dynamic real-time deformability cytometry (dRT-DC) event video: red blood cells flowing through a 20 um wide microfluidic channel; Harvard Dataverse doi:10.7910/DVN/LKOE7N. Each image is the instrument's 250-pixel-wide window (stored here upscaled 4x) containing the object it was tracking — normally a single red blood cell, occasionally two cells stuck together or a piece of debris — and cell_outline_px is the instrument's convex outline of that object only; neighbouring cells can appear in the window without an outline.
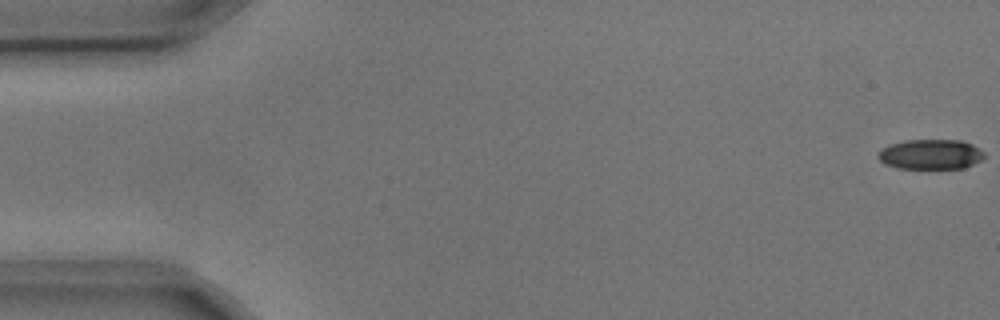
{"species": "common noctule bat (a hibernating species)", "species_latin": "Nyctalus noctula", "temperature_condition": "cold", "stored_images_in_passage": 6, "camera_frame_rate_fps": 3000, "um_per_image_px": 0.085, "animal": {"sex": "male", "body_mass_g": 17.9, "forearm_length_mm": 54.2}, "frame": {"image": 1, "passage_image": 1, "time_ms": 0.0, "image_size_px": [1000, 320], "cell_outline_px": [[984, 156], [980, 160], [964, 168], [896, 168], [884, 164], [876, 156], [880, 148], [904, 140], [960, 140], [972, 144], [984, 152]], "centroid_in_image_um": [79.06, 13.11], "position_along_channel_um": 5.9, "area_um2": 18.55}}
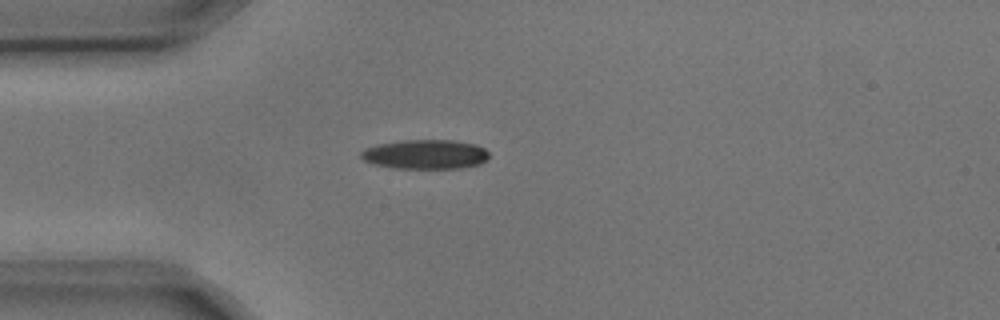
{"frame": {"image": 2, "passage_image": 5, "time_ms": 1.333, "image_size_px": [1000, 320], "cell_outline_px": [[488, 160], [480, 164], [460, 168], [396, 168], [372, 164], [364, 160], [360, 156], [360, 152], [364, 148], [376, 144], [400, 140], [452, 140], [476, 144], [484, 148], [488, 152]], "centroid_in_image_um": [36.14, 13.11], "position_along_channel_um": 48.9, "area_um2": 22.14}}